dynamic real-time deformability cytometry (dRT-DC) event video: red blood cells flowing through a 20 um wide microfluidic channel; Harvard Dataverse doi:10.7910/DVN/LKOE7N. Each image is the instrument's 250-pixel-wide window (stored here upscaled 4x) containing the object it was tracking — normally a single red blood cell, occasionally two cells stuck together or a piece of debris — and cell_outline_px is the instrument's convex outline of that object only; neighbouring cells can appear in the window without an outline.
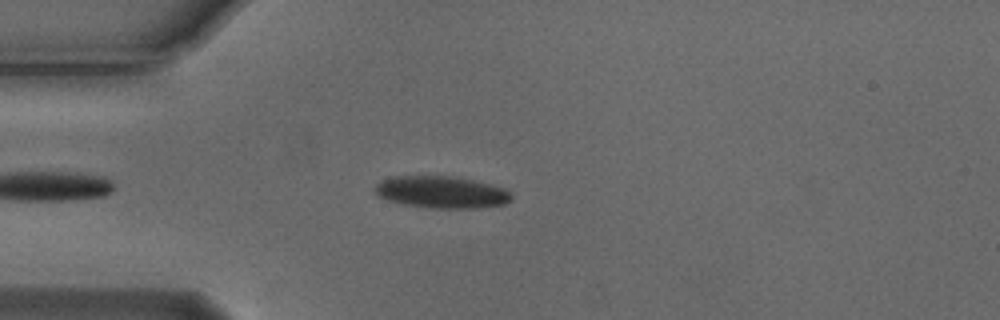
{"species": "Egyptian fruit bat (a non-hibernating species)", "species_latin": "Rousettus aegyptiacus", "temperature_condition": "cold", "stored_images_in_passage": 4, "camera_frame_rate_fps": 3000, "um_per_image_px": 0.085, "animal": {"sex": "male"}, "frame": {"image": 1, "passage_image": 4, "time_ms": 1.0, "image_size_px": [1000, 320], "cell_outline_px": [[512, 200], [504, 204], [476, 208], [432, 208], [404, 204], [388, 200], [376, 196], [376, 184], [384, 180], [396, 176], [452, 176], [472, 180], [504, 188], [512, 196]], "centroid_in_image_um": [37.53, 16.34], "position_along_channel_um": 47.5, "area_um2": 25.14}}